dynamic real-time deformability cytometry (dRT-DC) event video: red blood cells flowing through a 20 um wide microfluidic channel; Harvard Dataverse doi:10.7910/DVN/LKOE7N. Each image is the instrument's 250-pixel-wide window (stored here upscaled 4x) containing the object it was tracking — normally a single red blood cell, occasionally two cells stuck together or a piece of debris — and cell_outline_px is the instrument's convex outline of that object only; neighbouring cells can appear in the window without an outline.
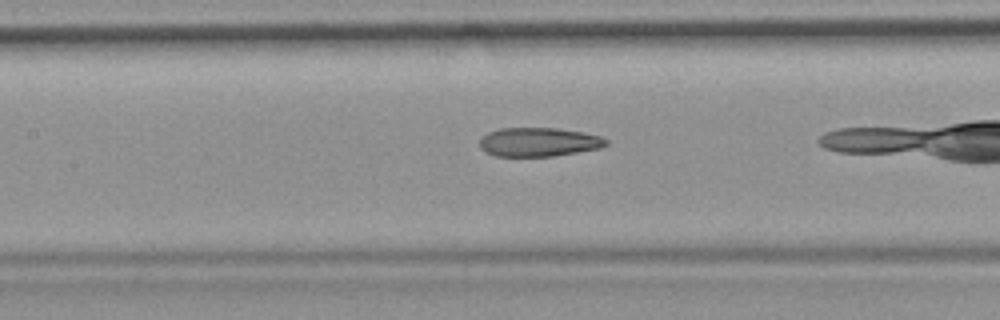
{"species": "common noctule bat (a hibernating species)", "species_latin": "Nyctalus noctula", "temperature_condition": "room temperature", "stored_images_in_passage": 30, "camera_frame_rate_fps": 3000, "um_per_image_px": 0.085, "animal": {"sex": "female", "body_mass_g": 19.9}, "frame": {"image": 1, "passage_image": 13, "time_ms": 4.0, "image_size_px": [1000, 320], "cell_outline_px": [[608, 144], [600, 148], [556, 156], [496, 156], [480, 148], [480, 140], [488, 132], [500, 128], [556, 128], [584, 132], [600, 136], [608, 140]], "centroid_in_image_um": [45.82, 12.07], "position_along_channel_um": 161.6, "area_um2": 21.27}}